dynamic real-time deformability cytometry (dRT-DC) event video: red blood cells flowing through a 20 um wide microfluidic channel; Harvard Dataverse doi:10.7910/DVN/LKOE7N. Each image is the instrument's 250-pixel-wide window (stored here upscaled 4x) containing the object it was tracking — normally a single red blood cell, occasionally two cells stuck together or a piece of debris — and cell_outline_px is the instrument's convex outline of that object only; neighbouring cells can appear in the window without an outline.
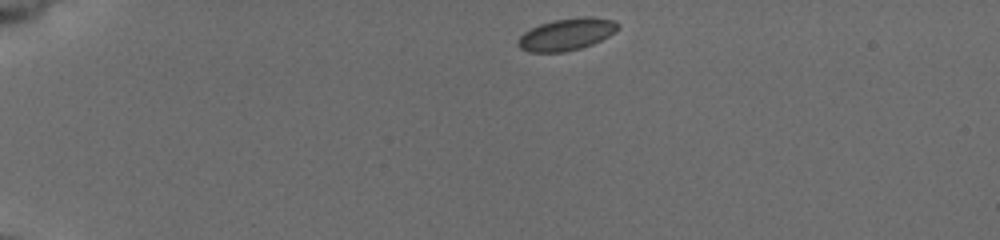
{"species": "common noctule bat (a hibernating species)", "species_latin": "Nyctalus noctula", "temperature_condition": "cold", "stored_images_in_passage": 6, "camera_frame_rate_fps": 3000, "um_per_image_px": 0.085, "animal": {"sex": "female", "body_mass_g": 19.5, "forearm_length_mm": 54.1}, "frame": {"image": 1, "passage_image": 1, "time_ms": 0.0, "image_size_px": [1000, 240], "cell_outline_px": [[620, 28], [608, 36], [592, 44], [580, 48], [564, 52], [528, 52], [520, 48], [516, 44], [516, 40], [524, 32], [540, 24], [552, 20], [580, 16], [592, 16], [616, 20], [620, 24]], "centroid_in_image_um": [48.17, 2.9], "position_along_channel_um": 36.8, "area_um2": 18.9}}